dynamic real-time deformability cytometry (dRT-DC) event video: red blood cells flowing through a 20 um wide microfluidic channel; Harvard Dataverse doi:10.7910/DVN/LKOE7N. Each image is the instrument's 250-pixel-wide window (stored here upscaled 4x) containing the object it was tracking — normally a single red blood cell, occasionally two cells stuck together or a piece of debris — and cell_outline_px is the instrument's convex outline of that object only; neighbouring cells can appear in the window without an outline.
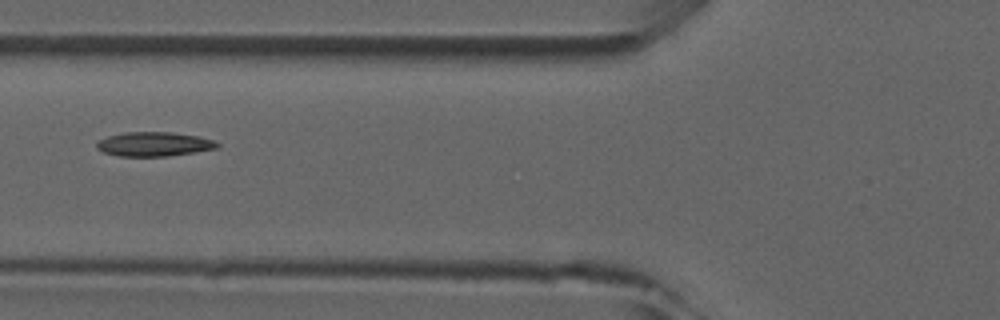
{"species": "common noctule bat (a hibernating species)", "species_latin": "Nyctalus noctula", "temperature_condition": "room temperature", "stored_images_in_passage": 4, "camera_frame_rate_fps": 3000, "um_per_image_px": 0.085, "animal": {"sex": "male", "forearm_length_mm": 52.5}, "frame": {"image": 1, "passage_image": 4, "time_ms": 3.667, "image_size_px": [1000, 320], "cell_outline_px": [[220, 144], [216, 148], [168, 156], [116, 156], [104, 152], [96, 148], [96, 144], [100, 140], [108, 136], [124, 132], [172, 132], [200, 136], [212, 140]], "centroid_in_image_um": [13.07, 12.24], "position_along_channel_um": 112.7, "area_um2": 16.94}}